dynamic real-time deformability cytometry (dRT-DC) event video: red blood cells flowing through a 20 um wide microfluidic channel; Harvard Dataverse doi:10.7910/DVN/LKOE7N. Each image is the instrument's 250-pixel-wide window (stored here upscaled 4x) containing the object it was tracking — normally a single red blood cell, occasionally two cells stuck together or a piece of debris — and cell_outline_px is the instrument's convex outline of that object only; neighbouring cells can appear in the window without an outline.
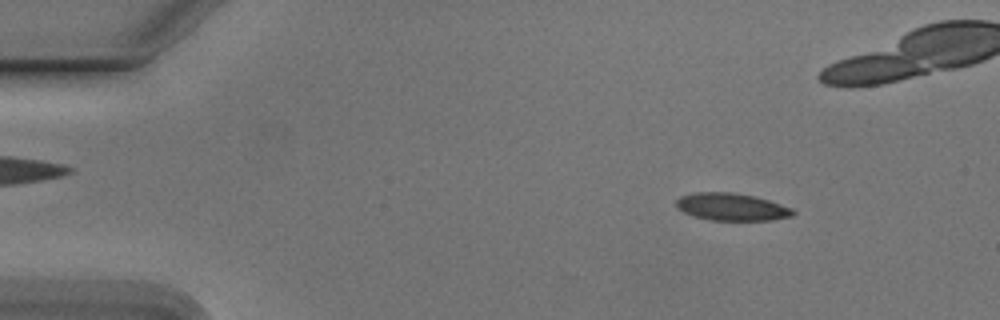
{"species": "Egyptian fruit bat (a non-hibernating species)", "species_latin": "Rousettus aegyptiacus", "temperature_condition": "cold", "stored_images_in_passage": 55, "camera_frame_rate_fps": 3000, "um_per_image_px": 0.085, "animal": {"sex": "male"}, "frame": {"image": 1, "passage_image": 7, "time_ms": 2.0, "image_size_px": [1000, 320], "cell_outline_px": [[796, 212], [792, 216], [772, 220], [708, 220], [692, 216], [684, 212], [676, 204], [676, 200], [680, 196], [696, 192], [732, 192], [752, 196], [768, 200], [792, 208]], "centroid_in_image_um": [62.18, 17.59], "position_along_channel_um": 22.8, "area_um2": 18.55}}
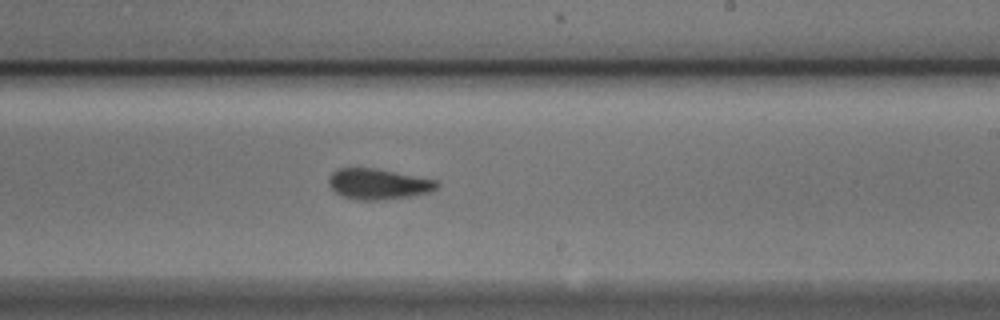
{"frame": {"image": 2, "passage_image": 32, "time_ms": 10.333, "image_size_px": [1000, 320], "cell_outline_px": [[440, 184], [432, 192], [384, 200], [356, 200], [340, 196], [328, 184], [328, 176], [332, 172], [340, 168], [372, 168], [436, 180]], "centroid_in_image_um": [32.11, 15.65], "position_along_channel_um": 256.9, "area_um2": 19.25}}
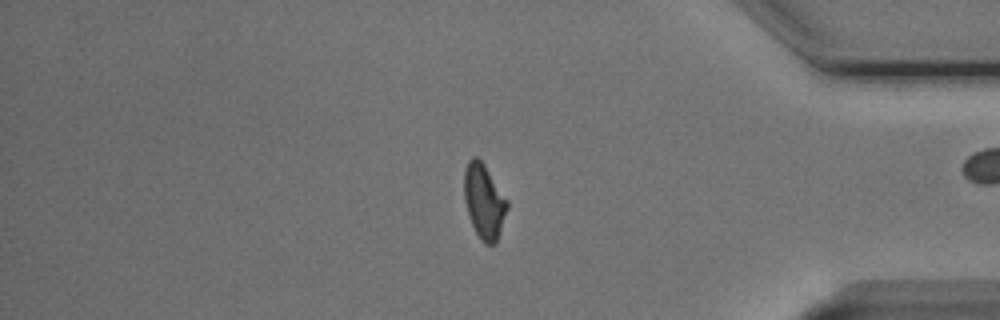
{"frame": {"image": 3, "passage_image": 45, "time_ms": 14.667, "image_size_px": [1000, 320], "cell_outline_px": [[508, 208], [496, 244], [484, 244], [480, 240], [468, 216], [464, 200], [464, 168], [468, 160], [472, 156], [476, 156], [484, 164], [508, 200]], "centroid_in_image_um": [41.13, 17.11], "position_along_channel_um": 394.1, "area_um2": 18.9}, "authors_computed_cell_mechanics": {"area_um2": 19.0162, "velocity_mm_per_s": 3.7802, "shape_relaxation_time_tau1_ms": 3.0294, "shape_relaxation_time_tau2_ms": 3.0303, "deformation_change_tau1": 0.1334, "deformation_change_tau2": 0.1037}}